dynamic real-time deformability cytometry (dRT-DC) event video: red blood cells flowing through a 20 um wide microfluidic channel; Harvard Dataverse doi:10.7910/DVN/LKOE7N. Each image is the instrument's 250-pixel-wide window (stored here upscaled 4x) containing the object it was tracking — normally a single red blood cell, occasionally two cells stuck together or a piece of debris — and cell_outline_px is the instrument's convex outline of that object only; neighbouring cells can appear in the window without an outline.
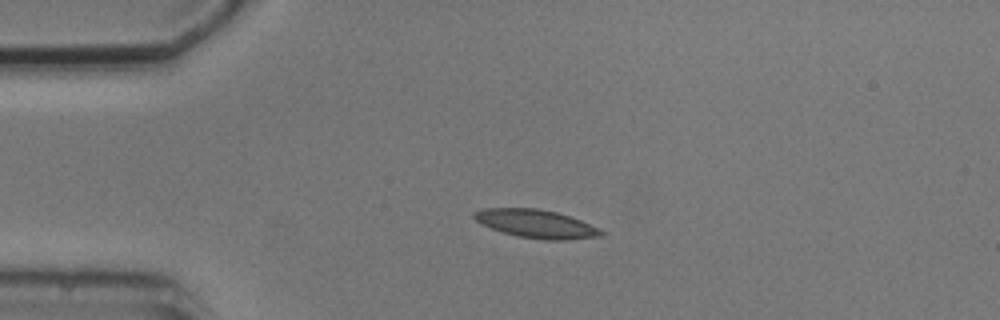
{"species": "common noctule bat (a hibernating species)", "species_latin": "Nyctalus noctula", "temperature_condition": "cold", "stored_images_in_passage": 4, "camera_frame_rate_fps": 3000, "um_per_image_px": 0.085, "animal": {"sex": "male", "body_mass_g": 20.5, "forearm_length_mm": 52.5}, "frame": {"image": 1, "passage_image": 3, "time_ms": 3.333, "image_size_px": [1000, 320], "cell_outline_px": [[604, 236], [568, 240], [544, 240], [516, 236], [480, 224], [472, 216], [472, 212], [484, 208], [536, 208], [556, 212], [580, 220], [604, 232]], "centroid_in_image_um": [45.54, 19.03], "position_along_channel_um": 39.5, "area_um2": 20.87}}